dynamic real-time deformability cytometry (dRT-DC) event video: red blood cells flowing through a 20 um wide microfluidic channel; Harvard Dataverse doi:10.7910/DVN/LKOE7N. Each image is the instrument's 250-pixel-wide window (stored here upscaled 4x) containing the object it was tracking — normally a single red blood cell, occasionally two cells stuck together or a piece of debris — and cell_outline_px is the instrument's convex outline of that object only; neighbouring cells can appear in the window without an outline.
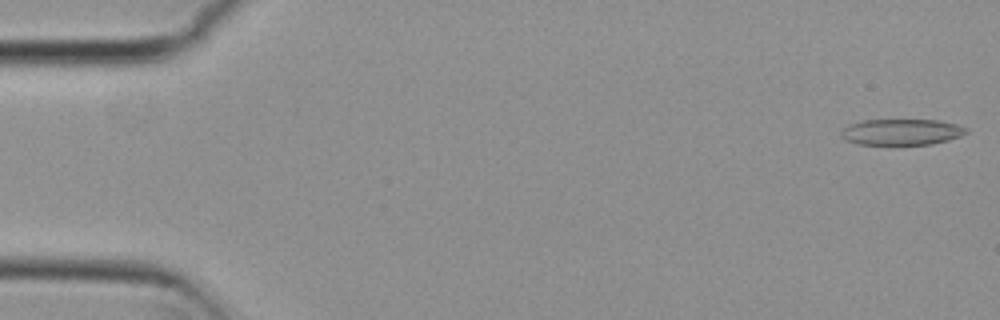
{"species": "common noctule bat (a hibernating species)", "species_latin": "Nyctalus noctula", "temperature_condition": "cold", "stored_images_in_passage": 4, "camera_frame_rate_fps": 3000, "um_per_image_px": 0.085, "animal": {"sex": "female", "body_mass_g": 29.2, "forearm_length_mm": 56.3}, "frame": {"image": 1, "passage_image": 1, "time_ms": 0.0, "image_size_px": [1000, 320], "cell_outline_px": [[968, 132], [960, 136], [948, 140], [932, 144], [856, 144], [844, 140], [840, 136], [840, 132], [848, 124], [860, 120], [940, 120], [956, 124], [968, 128]], "centroid_in_image_um": [76.6, 11.21], "position_along_channel_um": 8.4, "area_um2": 19.13}}
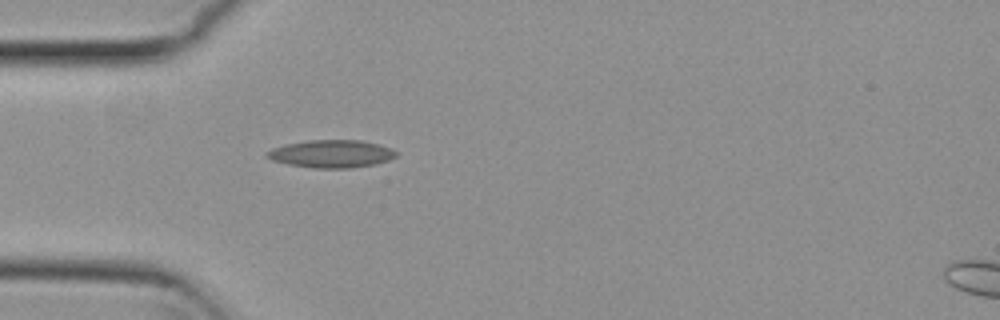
{"frame": {"image": 2, "passage_image": 4, "time_ms": 1.0, "image_size_px": [1000, 320], "cell_outline_px": [[400, 152], [396, 156], [388, 160], [376, 164], [348, 168], [312, 168], [288, 164], [272, 160], [264, 156], [264, 152], [272, 148], [284, 144], [308, 140], [360, 140], [392, 148]], "centroid_in_image_um": [28.14, 13.07], "position_along_channel_um": 56.9, "area_um2": 21.04}}